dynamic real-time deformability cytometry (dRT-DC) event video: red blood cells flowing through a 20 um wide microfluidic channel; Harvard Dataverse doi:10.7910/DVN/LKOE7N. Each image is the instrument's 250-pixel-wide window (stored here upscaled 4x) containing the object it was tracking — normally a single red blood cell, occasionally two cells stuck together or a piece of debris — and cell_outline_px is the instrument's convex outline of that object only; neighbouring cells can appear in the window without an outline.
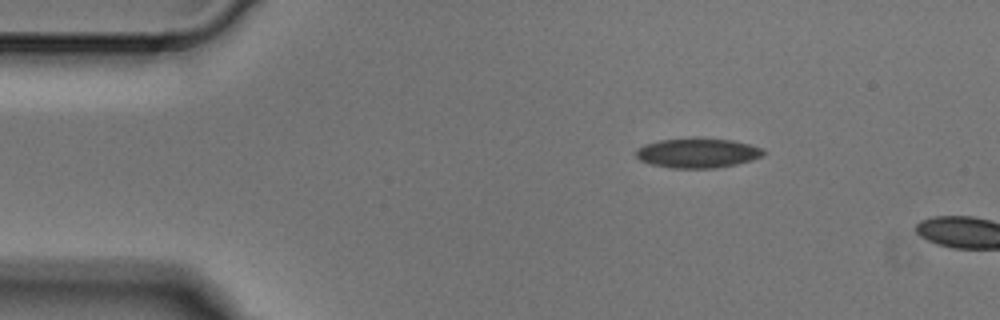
{"species": "Egyptian fruit bat (a non-hibernating species)", "species_latin": "Rousettus aegyptiacus", "temperature_condition": "cold", "stored_images_in_passage": 2, "camera_frame_rate_fps": 3000, "um_per_image_px": 0.085, "animal": {"sex": "male"}, "frame": {"image": 1, "passage_image": 1, "time_ms": 0.0, "image_size_px": [1000, 320], "cell_outline_px": [[768, 152], [764, 156], [752, 160], [736, 164], [716, 168], [672, 168], [652, 164], [640, 160], [636, 156], [636, 148], [644, 144], [660, 140], [692, 136], [700, 136], [732, 140], [764, 148]], "centroid_in_image_um": [59.33, 12.97], "position_along_channel_um": 25.7, "area_um2": 22.72}}